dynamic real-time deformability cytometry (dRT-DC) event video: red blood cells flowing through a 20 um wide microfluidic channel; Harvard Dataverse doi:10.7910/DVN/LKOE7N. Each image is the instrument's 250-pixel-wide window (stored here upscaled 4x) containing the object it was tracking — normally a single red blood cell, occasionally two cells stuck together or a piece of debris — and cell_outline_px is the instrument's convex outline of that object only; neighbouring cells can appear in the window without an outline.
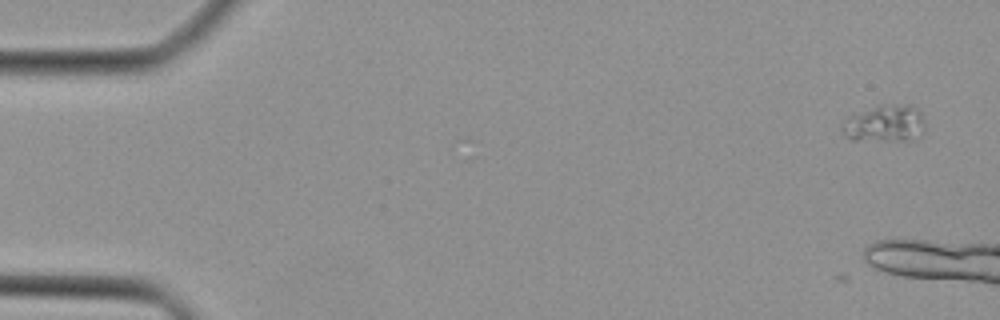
{"species": "Egyptian fruit bat (a non-hibernating species)", "species_latin": "Rousettus aegyptiacus", "temperature_condition": "cold", "stored_images_in_passage": 6, "camera_frame_rate_fps": 3000, "um_per_image_px": 0.085, "animal": {"sex": "female"}, "frame": {"image": 1, "passage_image": 1, "time_ms": 0.0, "image_size_px": [1000, 320], "cell_outline_px": [[924, 132], [916, 140], [852, 140], [844, 136], [840, 128], [840, 124], [848, 116], [880, 104], [912, 104], [920, 112], [924, 120]], "centroid_in_image_um": [75.2, 10.5], "position_along_channel_um": 9.8, "area_um2": 18.38}}